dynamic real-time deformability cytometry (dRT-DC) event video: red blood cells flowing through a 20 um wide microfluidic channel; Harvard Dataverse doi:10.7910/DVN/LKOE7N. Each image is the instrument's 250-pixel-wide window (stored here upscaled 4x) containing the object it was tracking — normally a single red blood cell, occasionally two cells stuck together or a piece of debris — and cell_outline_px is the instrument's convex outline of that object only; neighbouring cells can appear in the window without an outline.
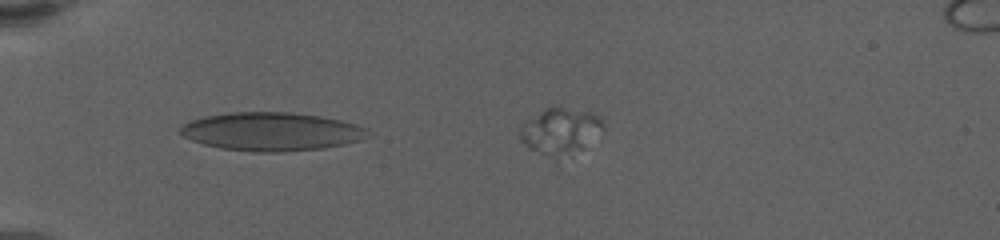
{"species": "human", "species_latin": "Homo sapiens", "temperature_condition": "warm", "stored_images_in_passage": 41, "camera_frame_rate_fps": 3000, "um_per_image_px": 0.085, "donor": {"sex": "female"}, "frame": {"image": 1, "passage_image": 7, "time_ms": 2.0, "image_size_px": [1000, 240], "cell_outline_px": [[372, 136], [360, 140], [344, 144], [320, 148], [280, 152], [252, 152], [220, 148], [204, 144], [192, 140], [184, 136], [180, 132], [180, 128], [184, 124], [192, 120], [204, 116], [232, 112], [292, 112], [320, 116], [340, 120], [356, 124], [368, 128], [372, 132]], "centroid_in_image_um": [23.13, 11.18], "position_along_channel_um": 61.9, "area_um2": 42.08}}
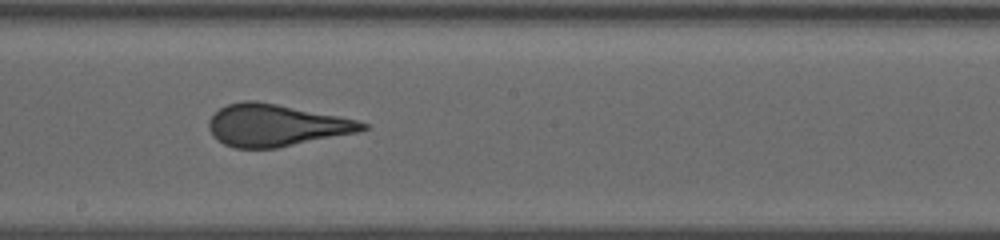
{"frame": {"image": 2, "passage_image": 22, "time_ms": 7.0, "image_size_px": [1000, 240], "cell_outline_px": [[368, 128], [356, 132], [276, 148], [236, 148], [224, 144], [212, 136], [208, 128], [208, 120], [220, 108], [228, 104], [244, 100], [256, 100], [356, 120], [368, 124]], "centroid_in_image_um": [23.39, 10.65], "position_along_channel_um": 224.8, "area_um2": 37.05}}
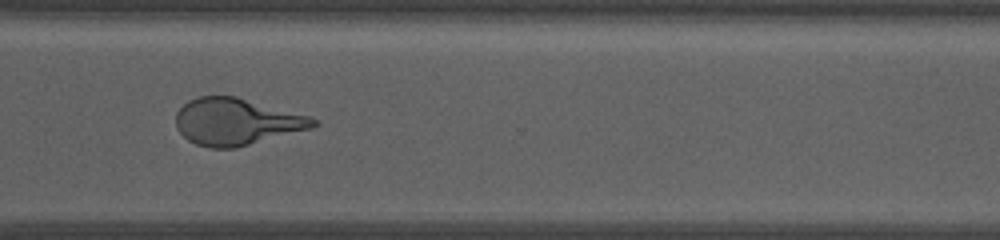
{"frame": {"image": 3, "passage_image": 33, "time_ms": 10.667, "image_size_px": [1000, 240], "cell_outline_px": [[320, 124], [312, 128], [236, 148], [208, 148], [196, 144], [188, 140], [176, 128], [176, 112], [188, 100], [200, 96], [236, 96], [308, 116], [316, 120]], "centroid_in_image_um": [20.07, 10.35], "position_along_channel_um": 350.5, "area_um2": 37.34}}